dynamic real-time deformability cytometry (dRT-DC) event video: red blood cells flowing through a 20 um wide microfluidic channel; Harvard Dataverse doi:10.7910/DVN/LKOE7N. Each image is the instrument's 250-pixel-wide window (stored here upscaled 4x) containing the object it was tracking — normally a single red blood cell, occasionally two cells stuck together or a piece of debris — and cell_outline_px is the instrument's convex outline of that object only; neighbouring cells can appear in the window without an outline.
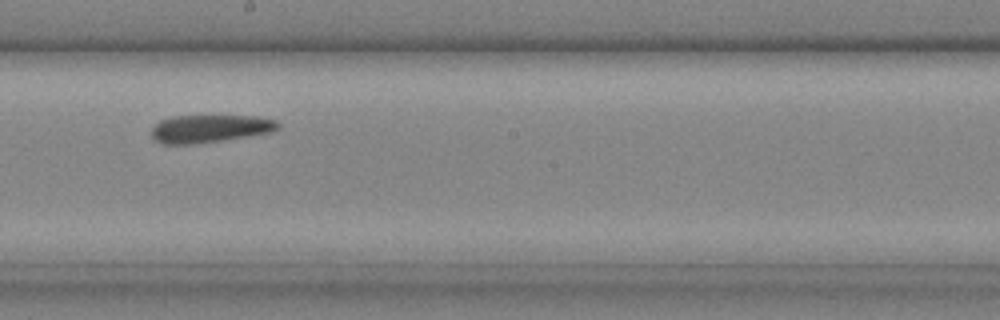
{"species": "common noctule bat (a hibernating species)", "species_latin": "Nyctalus noctula", "temperature_condition": "cold", "stored_images_in_passage": 21, "camera_frame_rate_fps": 3000, "um_per_image_px": 0.085, "animal": {"sex": "male", "body_mass_g": 20.4}, "frame": {"image": 1, "passage_image": 12, "time_ms": 3.667, "image_size_px": [1000, 320], "cell_outline_px": [[280, 128], [272, 132], [248, 136], [196, 144], [160, 144], [152, 140], [152, 128], [160, 120], [172, 116], [256, 116], [276, 120], [280, 124]], "centroid_in_image_um": [17.82, 10.94], "position_along_channel_um": 230.4, "area_um2": 20.63}}